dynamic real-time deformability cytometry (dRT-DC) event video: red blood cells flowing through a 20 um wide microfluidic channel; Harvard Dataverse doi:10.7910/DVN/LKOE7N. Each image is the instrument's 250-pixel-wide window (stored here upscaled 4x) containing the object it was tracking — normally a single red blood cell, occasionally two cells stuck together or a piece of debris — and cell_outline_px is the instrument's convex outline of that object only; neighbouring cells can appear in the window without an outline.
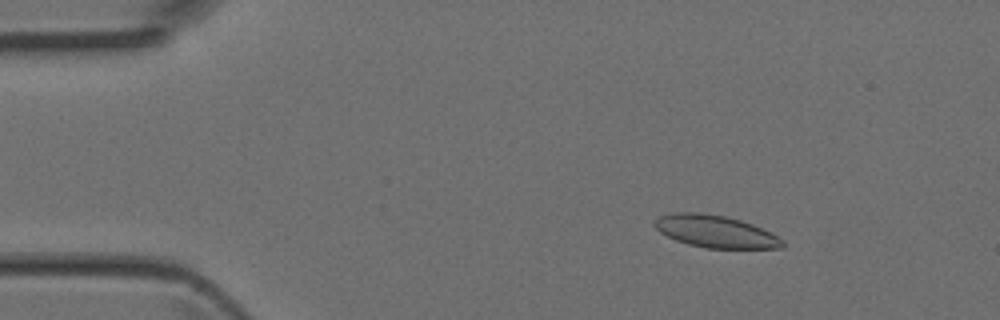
{"species": "Egyptian fruit bat (a non-hibernating species)", "species_latin": "Rousettus aegyptiacus", "temperature_condition": "room temperature", "stored_images_in_passage": 42, "camera_frame_rate_fps": 3000, "um_per_image_px": 0.085, "animal": {"sex": "female"}, "frame": {"image": 1, "passage_image": 4, "time_ms": 1.0, "image_size_px": [1000, 320], "cell_outline_px": [[784, 248], [704, 248], [688, 244], [676, 240], [660, 232], [652, 224], [660, 216], [672, 212], [700, 212], [724, 216], [740, 220], [752, 224], [784, 240]], "centroid_in_image_um": [60.78, 19.67], "position_along_channel_um": 24.2, "area_um2": 23.87}}
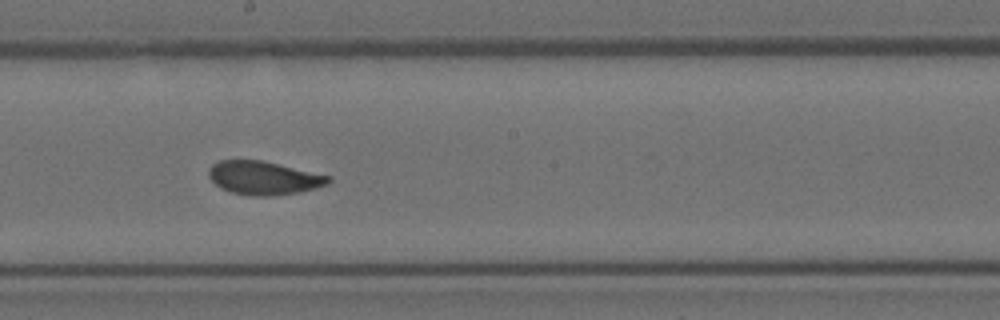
{"frame": {"image": 2, "passage_image": 22, "time_ms": 7.0, "image_size_px": [1000, 320], "cell_outline_px": [[332, 180], [328, 184], [316, 188], [300, 192], [272, 196], [252, 196], [232, 192], [220, 188], [208, 176], [208, 168], [212, 164], [220, 160], [260, 160], [332, 176]], "centroid_in_image_um": [22.42, 15.13], "position_along_channel_um": 225.8, "area_um2": 23.41}}
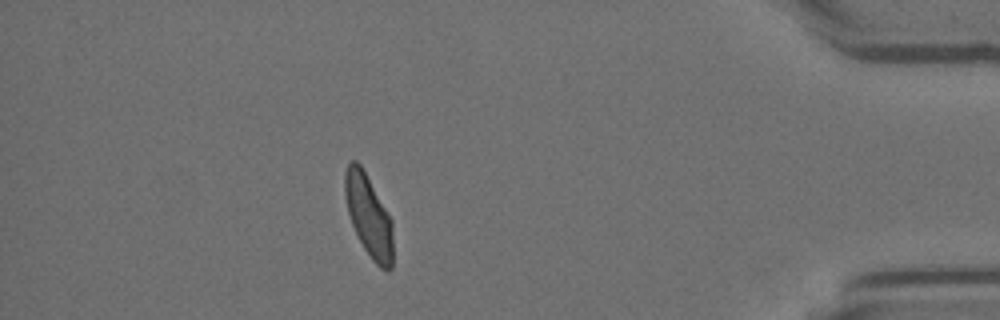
{"frame": {"image": 3, "passage_image": 37, "time_ms": 12.0, "image_size_px": [1000, 320], "cell_outline_px": [[392, 268], [388, 272], [380, 268], [372, 260], [364, 248], [352, 224], [348, 212], [344, 196], [344, 172], [348, 164], [352, 160], [356, 160], [360, 164], [392, 220]], "centroid_in_image_um": [31.32, 18.35], "position_along_channel_um": 403.9, "area_um2": 22.77}}